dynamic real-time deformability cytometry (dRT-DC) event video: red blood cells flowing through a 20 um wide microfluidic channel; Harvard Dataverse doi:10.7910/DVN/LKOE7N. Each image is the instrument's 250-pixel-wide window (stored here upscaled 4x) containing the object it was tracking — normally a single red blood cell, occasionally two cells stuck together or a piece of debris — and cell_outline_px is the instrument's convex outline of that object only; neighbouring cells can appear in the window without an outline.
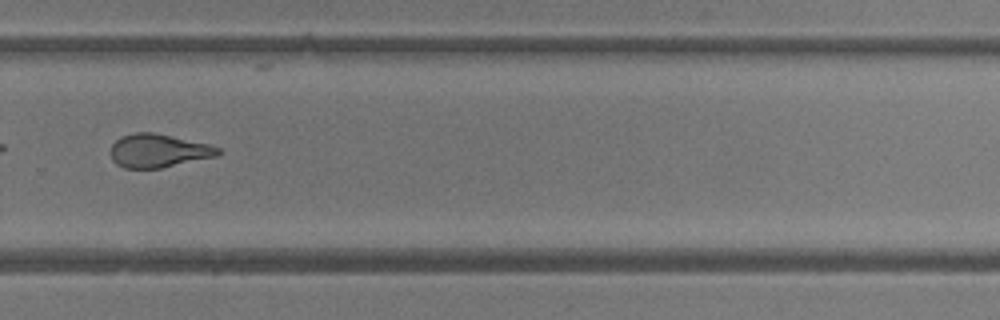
{"species": "common noctule bat (a hibernating species)", "species_latin": "Nyctalus noctula", "temperature_condition": "room temperature", "stored_images_in_passage": 31, "camera_frame_rate_fps": 3000, "um_per_image_px": 0.085, "animal": {"sex": "female"}, "frame": {"image": 1, "passage_image": 18, "time_ms": 5.667, "image_size_px": [1000, 320], "cell_outline_px": [[224, 152], [216, 156], [160, 168], [124, 168], [116, 164], [112, 160], [108, 152], [112, 144], [116, 140], [124, 136], [136, 132], [152, 132], [208, 144], [220, 148]], "centroid_in_image_um": [13.43, 12.82], "position_along_channel_um": 316.4, "area_um2": 20.87}, "authors_computed_cell_mechanics": {"area_um2": 21.9062, "velocity_mm_per_s": 4.3462, "shape_relaxation_time_tau1_ms": 7.2531, "shape_relaxation_time_tau2_ms": 1.3808, "deformation_change_tau1": 0.1985, "deformation_change_tau2": 0.09}}